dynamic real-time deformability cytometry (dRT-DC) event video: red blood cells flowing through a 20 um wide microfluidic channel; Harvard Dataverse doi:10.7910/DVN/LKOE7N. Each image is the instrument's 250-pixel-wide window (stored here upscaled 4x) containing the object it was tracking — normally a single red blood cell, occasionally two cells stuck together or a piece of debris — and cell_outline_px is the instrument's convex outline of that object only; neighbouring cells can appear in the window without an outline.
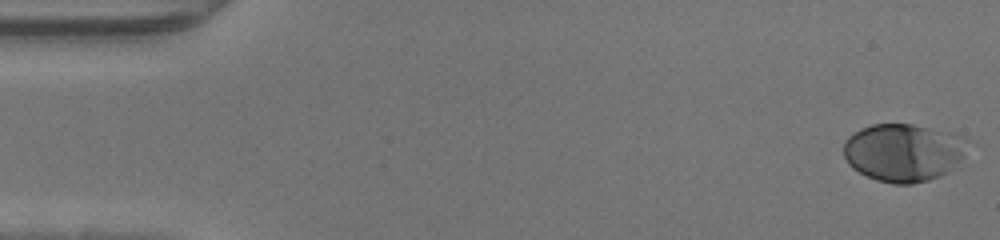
{"species": "human", "species_latin": "Homo sapiens", "temperature_condition": "warm", "stored_images_in_passage": 47, "camera_frame_rate_fps": 3000, "um_per_image_px": 0.085, "donor": {"sex": "male"}, "frame": {"image": 1, "passage_image": 1, "time_ms": 0.0, "image_size_px": [1000, 240], "cell_outline_px": [[972, 140], [964, 156], [948, 172], [940, 176], [928, 180], [912, 184], [892, 184], [876, 180], [852, 168], [848, 164], [844, 156], [844, 140], [848, 136], [860, 128], [872, 124], [912, 124], [948, 132]], "centroid_in_image_um": [76.8, 12.96], "position_along_channel_um": 8.2, "area_um2": 42.19}}
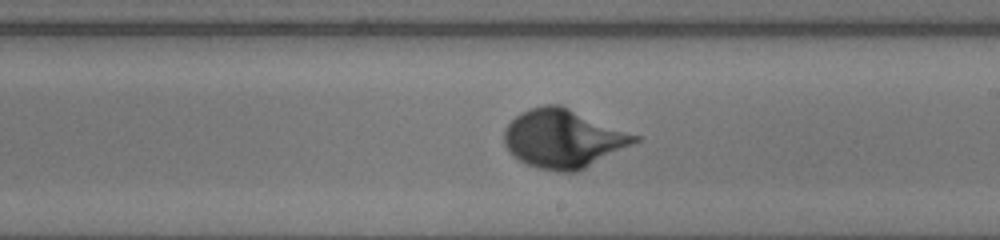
{"frame": {"image": 2, "passage_image": 27, "time_ms": 8.667, "image_size_px": [1000, 240], "cell_outline_px": [[640, 140], [576, 172], [560, 172], [536, 168], [512, 156], [504, 144], [504, 128], [520, 112], [528, 108], [544, 104], [560, 104], [640, 136]], "centroid_in_image_um": [47.84, 11.77], "position_along_channel_um": 241.2, "area_um2": 44.39}}
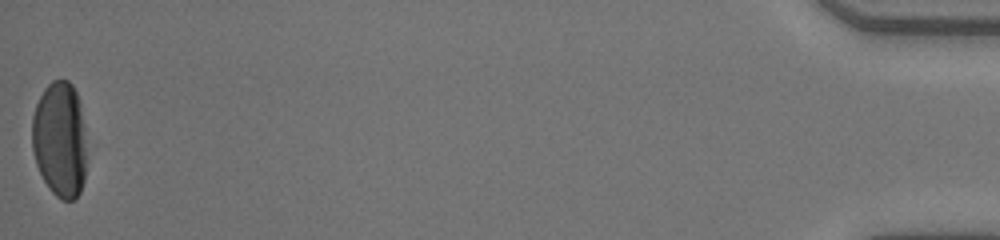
{"frame": {"image": 3, "passage_image": 47, "time_ms": 15.333, "image_size_px": [1000, 240], "cell_outline_px": [[88, 156], [84, 180], [80, 192], [72, 200], [60, 200], [48, 188], [36, 164], [32, 148], [32, 116], [36, 104], [44, 88], [52, 80], [68, 80], [72, 84], [80, 100]], "centroid_in_image_um": [5.11, 11.86], "position_along_channel_um": 430.1, "area_um2": 37.57}}